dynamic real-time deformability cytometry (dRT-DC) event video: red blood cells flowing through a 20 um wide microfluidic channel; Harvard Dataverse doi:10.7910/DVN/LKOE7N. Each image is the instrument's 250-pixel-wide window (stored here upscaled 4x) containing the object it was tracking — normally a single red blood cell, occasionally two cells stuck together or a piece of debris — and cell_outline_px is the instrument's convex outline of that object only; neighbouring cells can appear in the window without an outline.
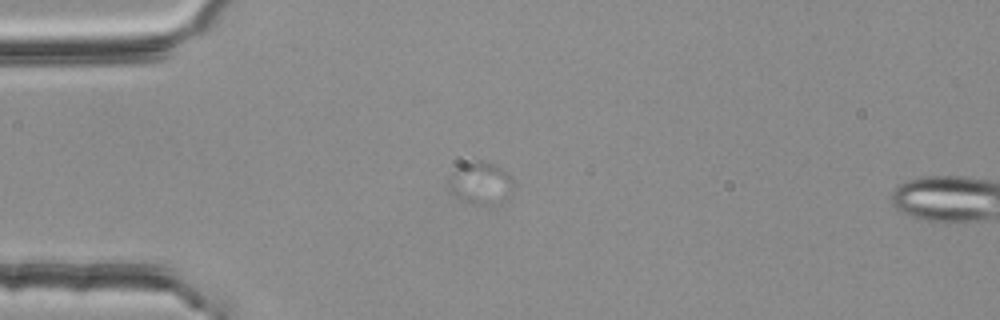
{"species": "common noctule bat (a hibernating species)", "species_latin": "Nyctalus noctula", "temperature_condition": "room temperature", "stored_images_in_passage": 3, "camera_frame_rate_fps": 3000, "um_per_image_px": 0.085, "animal": {"sex": "female", "body_mass_g": 25.1}, "frame": {"image": 1, "passage_image": 2, "time_ms": 0.333, "image_size_px": [1000, 320], "cell_outline_px": [[516, 188], [484, 204], [472, 204], [452, 192], [452, 172], [456, 168], [464, 164], [476, 160], [480, 160], [496, 164], [508, 172], [512, 176], [516, 184]], "centroid_in_image_um": [40.91, 15.46], "position_along_channel_um": 44.1, "area_um2": 14.91}}